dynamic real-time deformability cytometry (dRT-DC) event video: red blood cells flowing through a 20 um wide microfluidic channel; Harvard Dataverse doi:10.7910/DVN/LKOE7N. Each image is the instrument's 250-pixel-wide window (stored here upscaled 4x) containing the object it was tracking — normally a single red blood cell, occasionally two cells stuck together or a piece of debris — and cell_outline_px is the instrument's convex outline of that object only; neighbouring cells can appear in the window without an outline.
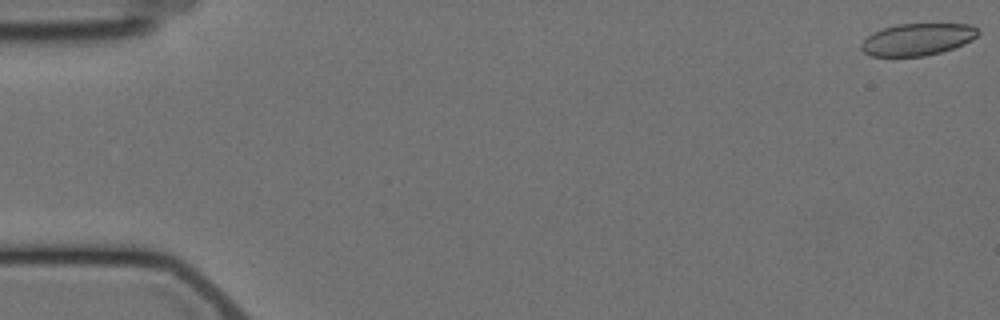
{"species": "Egyptian fruit bat (a non-hibernating species)", "species_latin": "Rousettus aegyptiacus", "temperature_condition": "cold", "stored_images_in_passage": 5, "camera_frame_rate_fps": 3000, "um_per_image_px": 0.085, "animal": {"sex": "female"}, "frame": {"image": 1, "passage_image": 1, "time_ms": 0.0, "image_size_px": [1000, 320], "cell_outline_px": [[980, 32], [972, 40], [964, 44], [940, 52], [924, 56], [872, 56], [864, 52], [860, 48], [860, 44], [872, 32], [884, 28], [900, 24], [972, 24], [980, 28]], "centroid_in_image_um": [78.01, 3.34], "position_along_channel_um": 7.0, "area_um2": 21.79}}
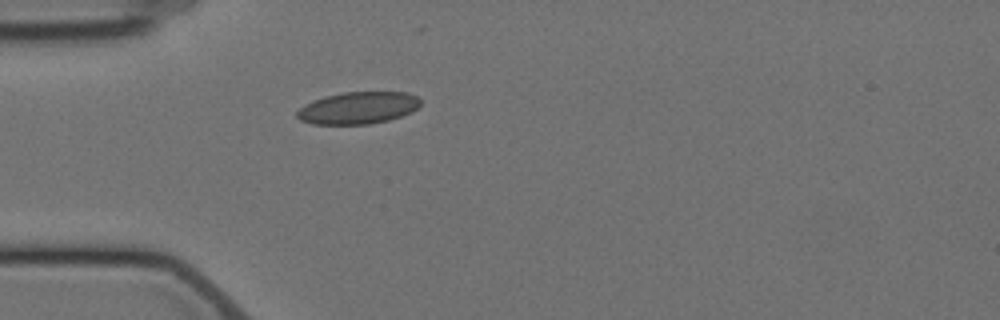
{"frame": {"image": 2, "passage_image": 5, "time_ms": 5.333, "image_size_px": [1000, 320], "cell_outline_px": [[420, 104], [412, 112], [388, 120], [368, 124], [312, 124], [300, 120], [296, 116], [296, 112], [304, 104], [312, 100], [324, 96], [344, 92], [408, 92], [416, 96], [420, 100]], "centroid_in_image_um": [30.41, 9.17], "position_along_channel_um": 54.6, "area_um2": 23.12}}